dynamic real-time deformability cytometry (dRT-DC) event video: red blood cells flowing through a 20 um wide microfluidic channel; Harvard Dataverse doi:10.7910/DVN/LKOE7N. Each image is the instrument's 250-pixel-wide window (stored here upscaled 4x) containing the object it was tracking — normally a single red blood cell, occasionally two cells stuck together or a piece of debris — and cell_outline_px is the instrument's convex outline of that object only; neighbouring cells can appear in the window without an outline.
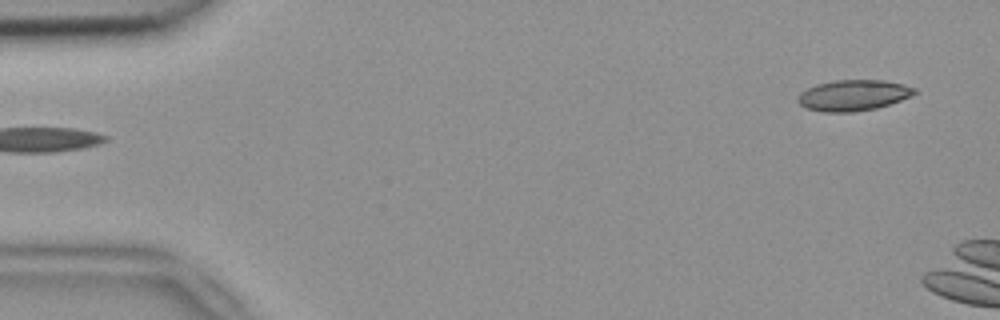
{"species": "common noctule bat (a hibernating species)", "species_latin": "Nyctalus noctula", "temperature_condition": "room temperature", "stored_images_in_passage": 5, "camera_frame_rate_fps": 3000, "um_per_image_px": 0.085, "animal": {"sex": "female", "body_mass_g": 18.4}, "frame": {"image": 1, "passage_image": 1, "time_ms": 0.0, "image_size_px": [1000, 320], "cell_outline_px": [[916, 92], [912, 96], [876, 108], [856, 112], [824, 112], [804, 108], [796, 100], [800, 92], [816, 84], [836, 80], [884, 80], [904, 84], [916, 88]], "centroid_in_image_um": [72.51, 8.1], "position_along_channel_um": 12.5, "area_um2": 21.1}}